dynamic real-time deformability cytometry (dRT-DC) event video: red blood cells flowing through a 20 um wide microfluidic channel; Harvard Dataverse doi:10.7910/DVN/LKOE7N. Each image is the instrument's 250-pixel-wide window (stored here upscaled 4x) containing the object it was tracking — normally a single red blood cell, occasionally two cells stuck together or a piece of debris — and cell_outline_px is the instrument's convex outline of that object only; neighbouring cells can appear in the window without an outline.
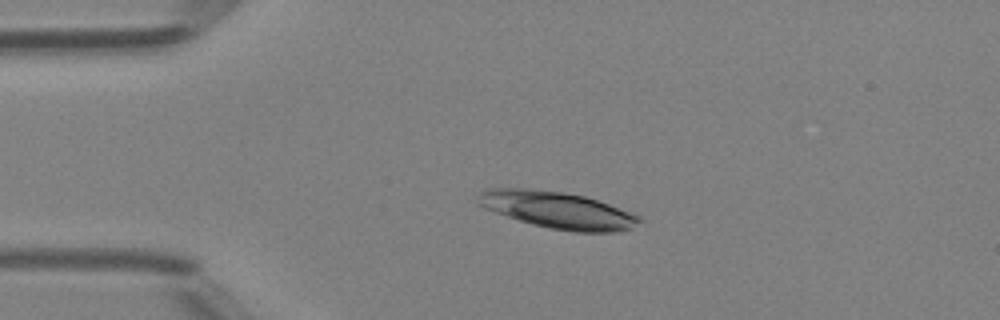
{"species": "Egyptian fruit bat (a non-hibernating species)", "species_latin": "Rousettus aegyptiacus", "temperature_condition": "room temperature", "stored_images_in_passage": 45, "camera_frame_rate_fps": 3000, "um_per_image_px": 0.085, "animal": {"sex": "female"}, "frame": {"image": 1, "passage_image": 7, "time_ms": 2.0, "image_size_px": [1000, 320], "cell_outline_px": [[644, 220], [632, 228], [620, 232], [572, 232], [548, 228], [532, 224], [484, 208], [476, 200], [476, 196], [484, 188], [524, 188], [564, 192], [584, 196], [636, 212]], "centroid_in_image_um": [47.47, 17.86], "position_along_channel_um": 37.5, "area_um2": 35.03}}
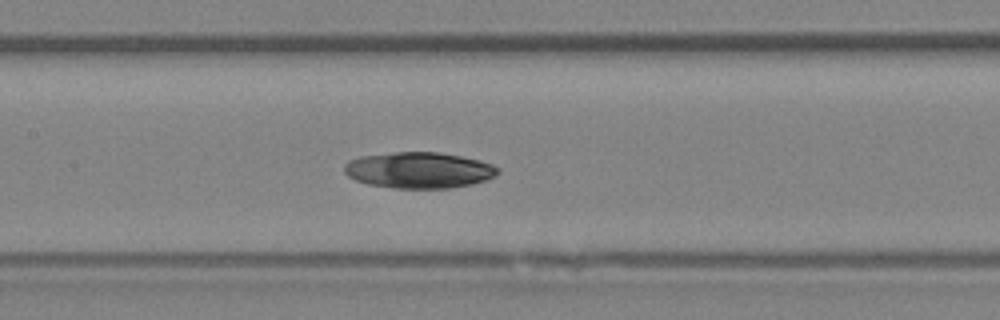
{"frame": {"image": 2, "passage_image": 19, "time_ms": 6.0, "image_size_px": [1000, 320], "cell_outline_px": [[500, 172], [496, 176], [488, 180], [472, 184], [448, 188], [392, 188], [368, 184], [356, 180], [348, 176], [344, 172], [344, 164], [348, 160], [360, 156], [396, 152], [440, 152], [480, 160], [492, 164], [500, 168]], "centroid_in_image_um": [35.63, 14.46], "position_along_channel_um": 171.8, "area_um2": 32.54}}
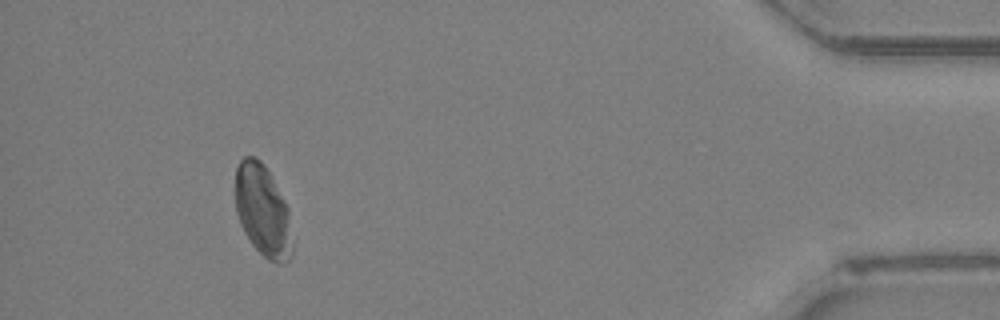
{"frame": {"image": 3, "passage_image": 41, "time_ms": 13.333, "image_size_px": [1000, 320], "cell_outline_px": [[292, 256], [284, 264], [276, 264], [268, 260], [252, 244], [244, 232], [240, 224], [236, 212], [236, 168], [240, 160], [244, 156], [256, 156], [264, 164], [284, 200], [288, 208], [292, 244]], "centroid_in_image_um": [22.33, 17.93], "position_along_channel_um": 412.9, "area_um2": 30.4}}